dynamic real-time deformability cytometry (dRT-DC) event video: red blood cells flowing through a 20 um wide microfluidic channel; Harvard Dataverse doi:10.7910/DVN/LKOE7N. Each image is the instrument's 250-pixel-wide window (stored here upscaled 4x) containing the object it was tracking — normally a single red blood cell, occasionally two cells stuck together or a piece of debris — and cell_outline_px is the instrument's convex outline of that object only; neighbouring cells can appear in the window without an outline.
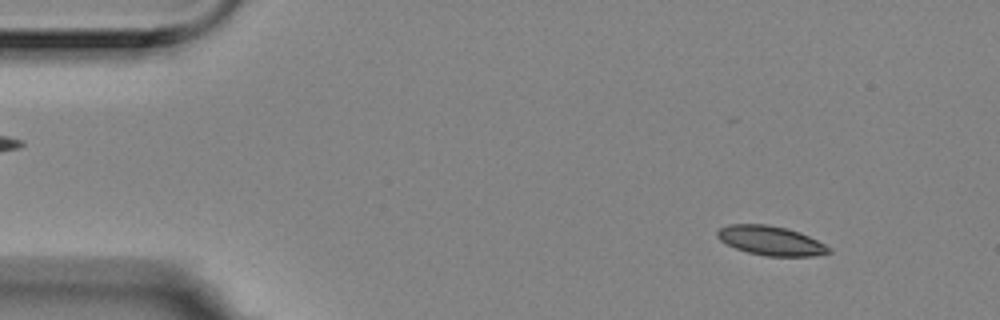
{"species": "Egyptian fruit bat (a non-hibernating species)", "species_latin": "Rousettus aegyptiacus", "temperature_condition": "room temperature", "stored_images_in_passage": 56, "camera_frame_rate_fps": 3000, "um_per_image_px": 0.085, "animal": {"sex": "female"}, "frame": {"image": 1, "passage_image": 6, "time_ms": 1.667, "image_size_px": [1000, 320], "cell_outline_px": [[832, 252], [812, 256], [764, 256], [748, 252], [736, 248], [720, 240], [716, 236], [716, 232], [720, 228], [728, 224], [768, 224], [788, 228], [800, 232], [832, 248]], "centroid_in_image_um": [65.52, 20.45], "position_along_channel_um": 19.5, "area_um2": 19.07}}
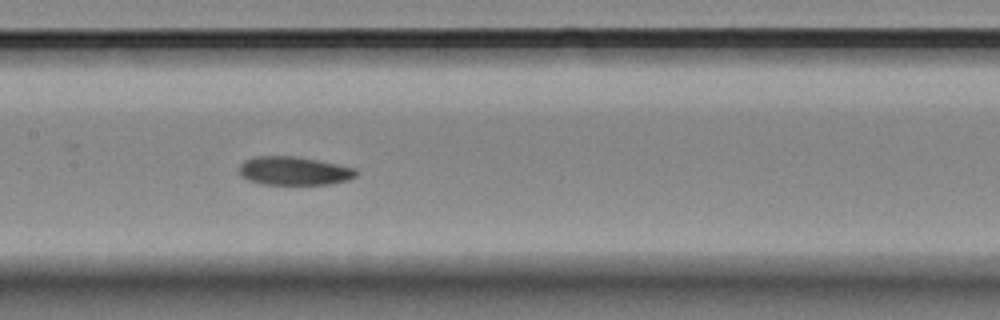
{"frame": {"image": 2, "passage_image": 27, "time_ms": 8.667, "image_size_px": [1000, 320], "cell_outline_px": [[356, 176], [348, 180], [328, 184], [264, 184], [248, 180], [240, 176], [240, 164], [244, 160], [252, 156], [296, 156], [356, 168]], "centroid_in_image_um": [24.96, 14.52], "position_along_channel_um": 182.4, "area_um2": 19.36}}
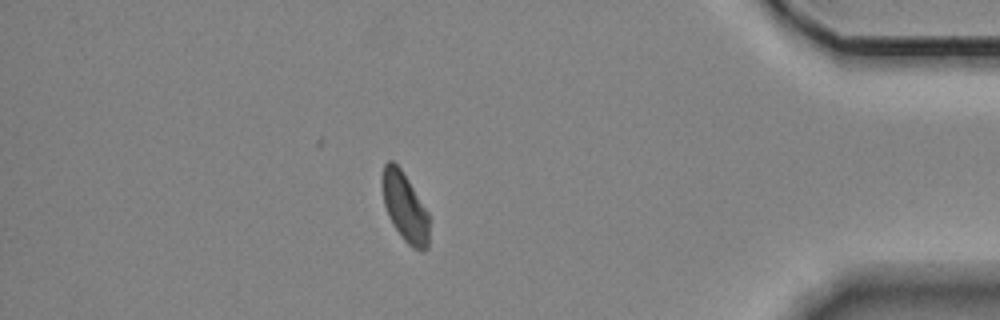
{"frame": {"image": 3, "passage_image": 49, "time_ms": 16.0, "image_size_px": [1000, 320], "cell_outline_px": [[428, 248], [424, 252], [420, 252], [412, 248], [400, 236], [392, 224], [388, 216], [384, 204], [384, 164], [388, 160], [392, 160], [400, 168], [408, 180], [428, 212]], "centroid_in_image_um": [34.44, 17.69], "position_along_channel_um": 400.8, "area_um2": 18.5}, "authors_computed_cell_mechanics": {"area_um2": 19.5942, "velocity_mm_per_s": 3.5085, "shape_relaxation_time_tau1_ms": null, "shape_relaxation_time_tau2_ms": 8.6068, "deformation_change_tau1": null, "deformation_change_tau2": 0.1396}}